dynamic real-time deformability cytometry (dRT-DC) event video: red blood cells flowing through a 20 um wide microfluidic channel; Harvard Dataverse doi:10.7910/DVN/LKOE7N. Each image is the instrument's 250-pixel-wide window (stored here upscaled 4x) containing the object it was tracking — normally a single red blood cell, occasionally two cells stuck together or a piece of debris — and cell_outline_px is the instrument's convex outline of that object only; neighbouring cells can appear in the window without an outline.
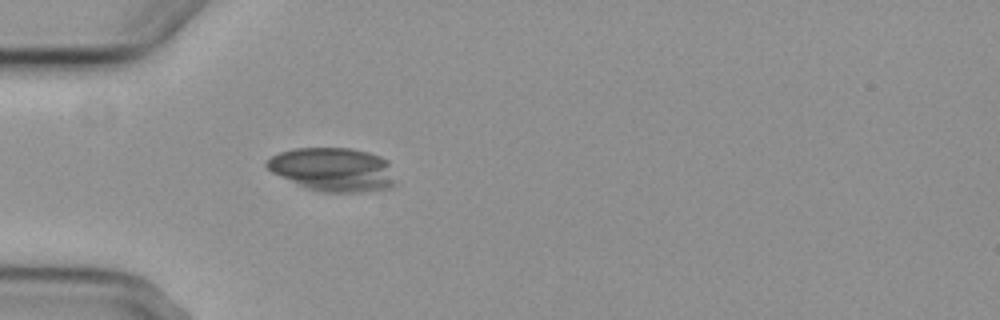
{"species": "common noctule bat (a hibernating species)", "species_latin": "Nyctalus noctula", "temperature_condition": "cold", "stored_images_in_passage": 5, "camera_frame_rate_fps": 3000, "um_per_image_px": 0.085, "animal": {"sex": "female", "body_mass_g": 29.2, "forearm_length_mm": 56.3}, "frame": {"image": 1, "passage_image": 5, "time_ms": 5.0, "image_size_px": [1000, 320], "cell_outline_px": [[396, 184], [392, 188], [360, 192], [320, 192], [304, 188], [272, 172], [264, 164], [272, 156], [280, 152], [296, 148], [352, 148], [368, 152], [380, 156], [388, 160]], "centroid_in_image_um": [28.32, 14.41], "position_along_channel_um": 56.7, "area_um2": 32.95}}